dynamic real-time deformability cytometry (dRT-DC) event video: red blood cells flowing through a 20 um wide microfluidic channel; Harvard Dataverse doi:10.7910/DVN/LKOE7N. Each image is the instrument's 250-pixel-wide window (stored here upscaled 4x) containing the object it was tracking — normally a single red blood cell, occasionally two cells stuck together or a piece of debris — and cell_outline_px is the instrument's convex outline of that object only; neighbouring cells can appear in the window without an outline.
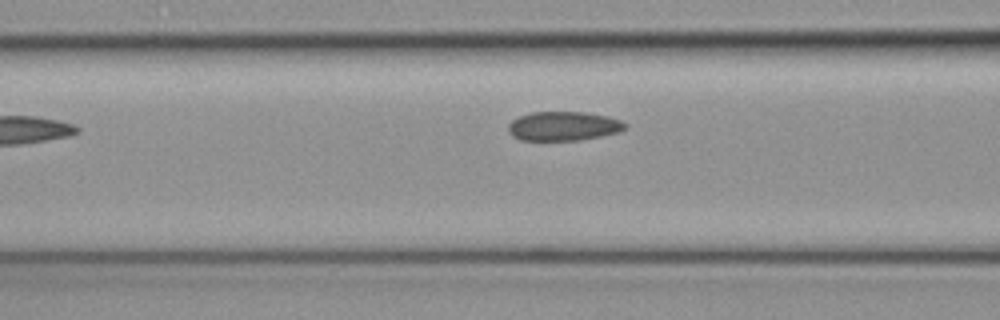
{"species": "common noctule bat (a hibernating species)", "species_latin": "Nyctalus noctula", "temperature_condition": "cold", "stored_images_in_passage": 4, "camera_frame_rate_fps": 3000, "um_per_image_px": 0.085, "animal": {"sex": "female", "body_mass_g": 19.3, "forearm_length_mm": 54.1}, "frame": {"image": 1, "passage_image": 4, "time_ms": 1.0, "image_size_px": [1000, 320], "cell_outline_px": [[628, 124], [620, 132], [580, 140], [520, 140], [512, 136], [508, 132], [508, 124], [512, 120], [520, 116], [532, 112], [584, 112], [608, 116], [620, 120]], "centroid_in_image_um": [47.88, 10.72], "position_along_channel_um": 118.7, "area_um2": 19.88}}